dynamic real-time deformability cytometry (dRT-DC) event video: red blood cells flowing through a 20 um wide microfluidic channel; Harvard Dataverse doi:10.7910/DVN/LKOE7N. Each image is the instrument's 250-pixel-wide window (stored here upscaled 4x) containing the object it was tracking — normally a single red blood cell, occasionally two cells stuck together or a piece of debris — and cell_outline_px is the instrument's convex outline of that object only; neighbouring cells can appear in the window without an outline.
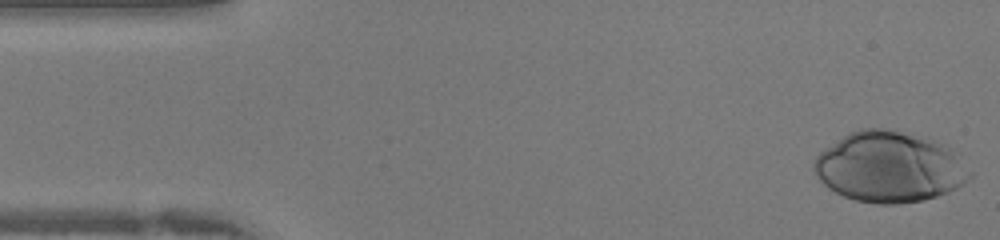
{"species": "human", "species_latin": "Homo sapiens", "temperature_condition": "warm", "stored_images_in_passage": 41, "camera_frame_rate_fps": 3000, "um_per_image_px": 0.085, "donor": {"sex": "female"}, "frame": {"image": 1, "passage_image": 1, "time_ms": 0.0, "image_size_px": [1000, 240], "cell_outline_px": [[972, 176], [956, 188], [948, 192], [924, 200], [896, 204], [880, 204], [856, 200], [844, 196], [828, 188], [816, 176], [812, 168], [812, 164], [816, 156], [824, 148], [844, 136], [860, 128], [888, 128], [924, 136], [944, 144], [972, 172]], "centroid_in_image_um": [75.57, 14.19], "position_along_channel_um": 9.4, "area_um2": 63.98}}